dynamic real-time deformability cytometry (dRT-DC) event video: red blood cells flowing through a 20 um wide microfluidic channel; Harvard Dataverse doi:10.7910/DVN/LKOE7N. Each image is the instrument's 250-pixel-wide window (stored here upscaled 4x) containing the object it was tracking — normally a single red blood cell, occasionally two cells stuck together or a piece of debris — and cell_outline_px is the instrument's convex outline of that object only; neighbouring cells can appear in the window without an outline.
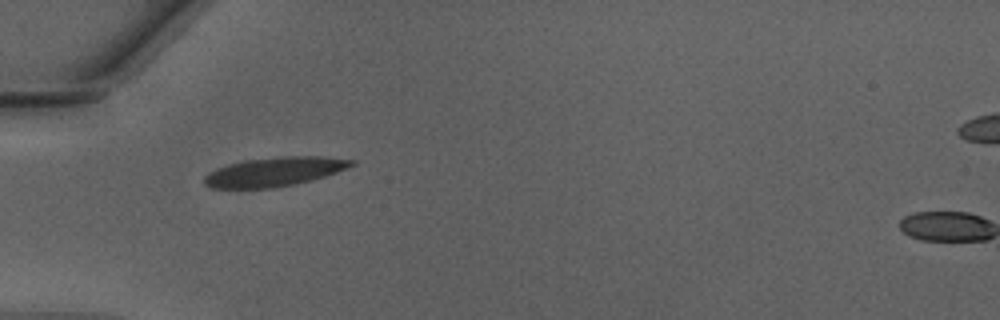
{"species": "Egyptian fruit bat (a non-hibernating species)", "species_latin": "Rousettus aegyptiacus", "temperature_condition": "warm", "stored_images_in_passage": 30, "camera_frame_rate_fps": 3000, "um_per_image_px": 0.085, "animal": {"sex": "male"}, "frame": {"image": 1, "passage_image": 1, "time_ms": 0.0, "image_size_px": [1000, 320], "cell_outline_px": [[356, 164], [348, 168], [312, 180], [296, 184], [276, 188], [212, 188], [204, 184], [204, 176], [208, 172], [216, 168], [228, 164], [244, 160], [280, 156], [324, 156], [356, 160]], "centroid_in_image_um": [23.34, 14.59], "position_along_channel_um": 61.7, "area_um2": 25.26}}
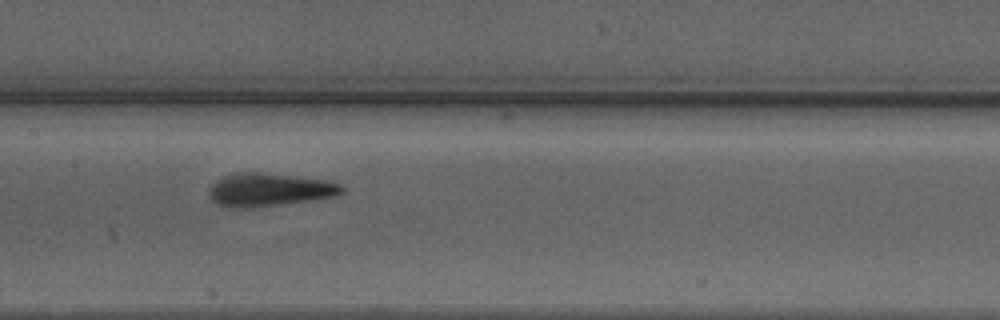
{"frame": {"image": 2, "passage_image": 10, "time_ms": 3.0, "image_size_px": [1000, 320], "cell_outline_px": [[344, 192], [336, 196], [308, 200], [248, 208], [228, 208], [212, 200], [208, 192], [208, 188], [220, 176], [244, 172], [256, 172], [296, 176], [328, 180], [340, 184], [344, 188]], "centroid_in_image_um": [22.86, 16.12], "position_along_channel_um": 184.5, "area_um2": 25.55}}
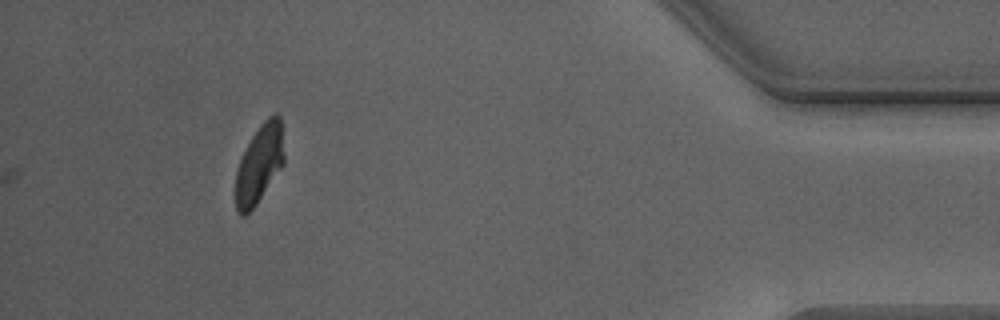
{"frame": {"image": 3, "passage_image": 30, "time_ms": 9.667, "image_size_px": [1000, 320], "cell_outline_px": [[284, 164], [256, 204], [244, 216], [240, 216], [236, 208], [236, 172], [240, 160], [252, 136], [264, 120], [268, 116], [276, 112], [280, 116], [284, 156]], "centroid_in_image_um": [22.06, 13.92], "position_along_channel_um": 413.1, "area_um2": 21.85}, "authors_computed_cell_mechanics": {"area_um2": 24.5072, "velocity_mm_per_s": 4.2636, "shape_relaxation_time_tau1_ms": 3.2476, "shape_relaxation_time_tau2_ms": 0.7554, "deformation_change_tau1": 0.1489, "deformation_change_tau2": 0.0645}}